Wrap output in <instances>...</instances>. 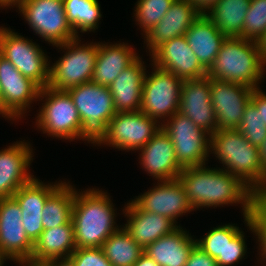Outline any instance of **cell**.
I'll use <instances>...</instances> for the list:
<instances>
[{"instance_id":"13","label":"cell","mask_w":266,"mask_h":266,"mask_svg":"<svg viewBox=\"0 0 266 266\" xmlns=\"http://www.w3.org/2000/svg\"><path fill=\"white\" fill-rule=\"evenodd\" d=\"M34 243L22 225V212L13 197L0 199V251L19 265L31 260Z\"/></svg>"},{"instance_id":"50","label":"cell","mask_w":266,"mask_h":266,"mask_svg":"<svg viewBox=\"0 0 266 266\" xmlns=\"http://www.w3.org/2000/svg\"><path fill=\"white\" fill-rule=\"evenodd\" d=\"M0 114L2 115V94L0 90Z\"/></svg>"},{"instance_id":"15","label":"cell","mask_w":266,"mask_h":266,"mask_svg":"<svg viewBox=\"0 0 266 266\" xmlns=\"http://www.w3.org/2000/svg\"><path fill=\"white\" fill-rule=\"evenodd\" d=\"M253 90L241 84L211 78V102L217 130L239 127Z\"/></svg>"},{"instance_id":"23","label":"cell","mask_w":266,"mask_h":266,"mask_svg":"<svg viewBox=\"0 0 266 266\" xmlns=\"http://www.w3.org/2000/svg\"><path fill=\"white\" fill-rule=\"evenodd\" d=\"M123 211L128 218L124 228L144 250L149 244L178 227L165 216L141 210L133 201L127 203Z\"/></svg>"},{"instance_id":"32","label":"cell","mask_w":266,"mask_h":266,"mask_svg":"<svg viewBox=\"0 0 266 266\" xmlns=\"http://www.w3.org/2000/svg\"><path fill=\"white\" fill-rule=\"evenodd\" d=\"M64 10L76 36L80 32L94 31L98 29L101 18L98 0H63Z\"/></svg>"},{"instance_id":"18","label":"cell","mask_w":266,"mask_h":266,"mask_svg":"<svg viewBox=\"0 0 266 266\" xmlns=\"http://www.w3.org/2000/svg\"><path fill=\"white\" fill-rule=\"evenodd\" d=\"M209 135L217 130L211 102V78L184 80L180 94L179 111Z\"/></svg>"},{"instance_id":"25","label":"cell","mask_w":266,"mask_h":266,"mask_svg":"<svg viewBox=\"0 0 266 266\" xmlns=\"http://www.w3.org/2000/svg\"><path fill=\"white\" fill-rule=\"evenodd\" d=\"M75 249L71 220L65 225L43 230L34 242L31 260L25 266H39L47 260L69 258Z\"/></svg>"},{"instance_id":"1","label":"cell","mask_w":266,"mask_h":266,"mask_svg":"<svg viewBox=\"0 0 266 266\" xmlns=\"http://www.w3.org/2000/svg\"><path fill=\"white\" fill-rule=\"evenodd\" d=\"M193 210L241 203L243 215H251L257 194L240 178L223 168L205 165L185 167L178 176Z\"/></svg>"},{"instance_id":"37","label":"cell","mask_w":266,"mask_h":266,"mask_svg":"<svg viewBox=\"0 0 266 266\" xmlns=\"http://www.w3.org/2000/svg\"><path fill=\"white\" fill-rule=\"evenodd\" d=\"M243 218L247 226L254 235L258 237L261 260H266V203L257 198L253 204L251 215H245Z\"/></svg>"},{"instance_id":"29","label":"cell","mask_w":266,"mask_h":266,"mask_svg":"<svg viewBox=\"0 0 266 266\" xmlns=\"http://www.w3.org/2000/svg\"><path fill=\"white\" fill-rule=\"evenodd\" d=\"M250 0H219L205 16L226 37L243 38V23Z\"/></svg>"},{"instance_id":"4","label":"cell","mask_w":266,"mask_h":266,"mask_svg":"<svg viewBox=\"0 0 266 266\" xmlns=\"http://www.w3.org/2000/svg\"><path fill=\"white\" fill-rule=\"evenodd\" d=\"M264 66L266 62L256 41L227 37L207 71V76L258 89V82L264 79Z\"/></svg>"},{"instance_id":"11","label":"cell","mask_w":266,"mask_h":266,"mask_svg":"<svg viewBox=\"0 0 266 266\" xmlns=\"http://www.w3.org/2000/svg\"><path fill=\"white\" fill-rule=\"evenodd\" d=\"M153 67L152 74L144 77L140 111L160 122L161 118L165 120L179 111L184 80L157 66Z\"/></svg>"},{"instance_id":"24","label":"cell","mask_w":266,"mask_h":266,"mask_svg":"<svg viewBox=\"0 0 266 266\" xmlns=\"http://www.w3.org/2000/svg\"><path fill=\"white\" fill-rule=\"evenodd\" d=\"M138 56L109 86L116 112H137L141 108L142 88L147 72Z\"/></svg>"},{"instance_id":"6","label":"cell","mask_w":266,"mask_h":266,"mask_svg":"<svg viewBox=\"0 0 266 266\" xmlns=\"http://www.w3.org/2000/svg\"><path fill=\"white\" fill-rule=\"evenodd\" d=\"M80 41L77 37L56 46L67 52L49 68L48 86L51 89L67 91L91 81L99 43L81 45Z\"/></svg>"},{"instance_id":"16","label":"cell","mask_w":266,"mask_h":266,"mask_svg":"<svg viewBox=\"0 0 266 266\" xmlns=\"http://www.w3.org/2000/svg\"><path fill=\"white\" fill-rule=\"evenodd\" d=\"M152 66L175 74L182 80L200 79L207 70L188 45L185 35L178 36L158 46L151 54Z\"/></svg>"},{"instance_id":"36","label":"cell","mask_w":266,"mask_h":266,"mask_svg":"<svg viewBox=\"0 0 266 266\" xmlns=\"http://www.w3.org/2000/svg\"><path fill=\"white\" fill-rule=\"evenodd\" d=\"M237 129L250 144L260 148L266 138V126L261 118V110H257V108L249 102Z\"/></svg>"},{"instance_id":"5","label":"cell","mask_w":266,"mask_h":266,"mask_svg":"<svg viewBox=\"0 0 266 266\" xmlns=\"http://www.w3.org/2000/svg\"><path fill=\"white\" fill-rule=\"evenodd\" d=\"M81 119V139L97 144L117 113L109 87L92 81L67 90Z\"/></svg>"},{"instance_id":"17","label":"cell","mask_w":266,"mask_h":266,"mask_svg":"<svg viewBox=\"0 0 266 266\" xmlns=\"http://www.w3.org/2000/svg\"><path fill=\"white\" fill-rule=\"evenodd\" d=\"M141 210L160 214L172 220L193 211L179 179L160 181L157 186L132 200Z\"/></svg>"},{"instance_id":"41","label":"cell","mask_w":266,"mask_h":266,"mask_svg":"<svg viewBox=\"0 0 266 266\" xmlns=\"http://www.w3.org/2000/svg\"><path fill=\"white\" fill-rule=\"evenodd\" d=\"M250 102L257 110H261V118L266 126V94L260 88L254 89L250 97Z\"/></svg>"},{"instance_id":"30","label":"cell","mask_w":266,"mask_h":266,"mask_svg":"<svg viewBox=\"0 0 266 266\" xmlns=\"http://www.w3.org/2000/svg\"><path fill=\"white\" fill-rule=\"evenodd\" d=\"M75 188L62 183L45 201L42 209V226L44 230L65 225L72 220V208Z\"/></svg>"},{"instance_id":"49","label":"cell","mask_w":266,"mask_h":266,"mask_svg":"<svg viewBox=\"0 0 266 266\" xmlns=\"http://www.w3.org/2000/svg\"><path fill=\"white\" fill-rule=\"evenodd\" d=\"M6 259L8 258L0 251V266H3Z\"/></svg>"},{"instance_id":"26","label":"cell","mask_w":266,"mask_h":266,"mask_svg":"<svg viewBox=\"0 0 266 266\" xmlns=\"http://www.w3.org/2000/svg\"><path fill=\"white\" fill-rule=\"evenodd\" d=\"M196 239L178 226L171 233L149 244L144 252L159 266H185Z\"/></svg>"},{"instance_id":"46","label":"cell","mask_w":266,"mask_h":266,"mask_svg":"<svg viewBox=\"0 0 266 266\" xmlns=\"http://www.w3.org/2000/svg\"><path fill=\"white\" fill-rule=\"evenodd\" d=\"M259 151H260L261 163H262L264 169L266 170V138H265L263 144L260 146Z\"/></svg>"},{"instance_id":"22","label":"cell","mask_w":266,"mask_h":266,"mask_svg":"<svg viewBox=\"0 0 266 266\" xmlns=\"http://www.w3.org/2000/svg\"><path fill=\"white\" fill-rule=\"evenodd\" d=\"M201 14L187 0H175L157 25L144 34L149 52L178 36L185 35Z\"/></svg>"},{"instance_id":"43","label":"cell","mask_w":266,"mask_h":266,"mask_svg":"<svg viewBox=\"0 0 266 266\" xmlns=\"http://www.w3.org/2000/svg\"><path fill=\"white\" fill-rule=\"evenodd\" d=\"M39 266H75V264L70 258H61L47 260Z\"/></svg>"},{"instance_id":"31","label":"cell","mask_w":266,"mask_h":266,"mask_svg":"<svg viewBox=\"0 0 266 266\" xmlns=\"http://www.w3.org/2000/svg\"><path fill=\"white\" fill-rule=\"evenodd\" d=\"M101 249L113 266H133L144 252L124 227L115 231Z\"/></svg>"},{"instance_id":"14","label":"cell","mask_w":266,"mask_h":266,"mask_svg":"<svg viewBox=\"0 0 266 266\" xmlns=\"http://www.w3.org/2000/svg\"><path fill=\"white\" fill-rule=\"evenodd\" d=\"M0 90L2 116L16 120L23 116L33 100L38 101L41 88L24 77L9 60L0 55Z\"/></svg>"},{"instance_id":"39","label":"cell","mask_w":266,"mask_h":266,"mask_svg":"<svg viewBox=\"0 0 266 266\" xmlns=\"http://www.w3.org/2000/svg\"><path fill=\"white\" fill-rule=\"evenodd\" d=\"M244 239V233L240 231L232 240H227L226 248L224 249V266H230L238 263L244 258L247 251Z\"/></svg>"},{"instance_id":"33","label":"cell","mask_w":266,"mask_h":266,"mask_svg":"<svg viewBox=\"0 0 266 266\" xmlns=\"http://www.w3.org/2000/svg\"><path fill=\"white\" fill-rule=\"evenodd\" d=\"M241 230L234 224L218 226L210 230L202 239H196V245L224 266V249L227 240H232Z\"/></svg>"},{"instance_id":"34","label":"cell","mask_w":266,"mask_h":266,"mask_svg":"<svg viewBox=\"0 0 266 266\" xmlns=\"http://www.w3.org/2000/svg\"><path fill=\"white\" fill-rule=\"evenodd\" d=\"M175 0H138L135 19L143 29V34L149 32L159 23L162 17L170 9Z\"/></svg>"},{"instance_id":"45","label":"cell","mask_w":266,"mask_h":266,"mask_svg":"<svg viewBox=\"0 0 266 266\" xmlns=\"http://www.w3.org/2000/svg\"><path fill=\"white\" fill-rule=\"evenodd\" d=\"M257 43H258V47L261 51V56L264 59V61L266 62V31Z\"/></svg>"},{"instance_id":"35","label":"cell","mask_w":266,"mask_h":266,"mask_svg":"<svg viewBox=\"0 0 266 266\" xmlns=\"http://www.w3.org/2000/svg\"><path fill=\"white\" fill-rule=\"evenodd\" d=\"M265 31L266 0H250L243 23V38L258 42Z\"/></svg>"},{"instance_id":"48","label":"cell","mask_w":266,"mask_h":266,"mask_svg":"<svg viewBox=\"0 0 266 266\" xmlns=\"http://www.w3.org/2000/svg\"><path fill=\"white\" fill-rule=\"evenodd\" d=\"M257 199L266 203V184L257 194Z\"/></svg>"},{"instance_id":"42","label":"cell","mask_w":266,"mask_h":266,"mask_svg":"<svg viewBox=\"0 0 266 266\" xmlns=\"http://www.w3.org/2000/svg\"><path fill=\"white\" fill-rule=\"evenodd\" d=\"M193 4L194 8L201 14L205 15L206 11H210L219 0H187Z\"/></svg>"},{"instance_id":"27","label":"cell","mask_w":266,"mask_h":266,"mask_svg":"<svg viewBox=\"0 0 266 266\" xmlns=\"http://www.w3.org/2000/svg\"><path fill=\"white\" fill-rule=\"evenodd\" d=\"M137 57L134 49L124 42L115 45L99 43L91 81L109 87Z\"/></svg>"},{"instance_id":"9","label":"cell","mask_w":266,"mask_h":266,"mask_svg":"<svg viewBox=\"0 0 266 266\" xmlns=\"http://www.w3.org/2000/svg\"><path fill=\"white\" fill-rule=\"evenodd\" d=\"M0 55L41 89L48 86L50 61L48 62L47 55L32 40L7 27H0Z\"/></svg>"},{"instance_id":"2","label":"cell","mask_w":266,"mask_h":266,"mask_svg":"<svg viewBox=\"0 0 266 266\" xmlns=\"http://www.w3.org/2000/svg\"><path fill=\"white\" fill-rule=\"evenodd\" d=\"M99 189L75 190L72 223L76 248L101 247L119 229L111 199Z\"/></svg>"},{"instance_id":"47","label":"cell","mask_w":266,"mask_h":266,"mask_svg":"<svg viewBox=\"0 0 266 266\" xmlns=\"http://www.w3.org/2000/svg\"><path fill=\"white\" fill-rule=\"evenodd\" d=\"M19 1L20 0H0V7H2V8H4V7L9 8V6L14 7L15 4ZM12 5H14V6H12Z\"/></svg>"},{"instance_id":"21","label":"cell","mask_w":266,"mask_h":266,"mask_svg":"<svg viewBox=\"0 0 266 266\" xmlns=\"http://www.w3.org/2000/svg\"><path fill=\"white\" fill-rule=\"evenodd\" d=\"M140 152L139 163L158 181L177 179L183 170L177 162L171 138L162 128Z\"/></svg>"},{"instance_id":"3","label":"cell","mask_w":266,"mask_h":266,"mask_svg":"<svg viewBox=\"0 0 266 266\" xmlns=\"http://www.w3.org/2000/svg\"><path fill=\"white\" fill-rule=\"evenodd\" d=\"M212 151L225 165V171L240 178L256 194L265 186L266 170L261 163L259 147L250 144L238 129H222L212 133Z\"/></svg>"},{"instance_id":"40","label":"cell","mask_w":266,"mask_h":266,"mask_svg":"<svg viewBox=\"0 0 266 266\" xmlns=\"http://www.w3.org/2000/svg\"><path fill=\"white\" fill-rule=\"evenodd\" d=\"M185 266H218V264L214 258L195 245L189 254Z\"/></svg>"},{"instance_id":"8","label":"cell","mask_w":266,"mask_h":266,"mask_svg":"<svg viewBox=\"0 0 266 266\" xmlns=\"http://www.w3.org/2000/svg\"><path fill=\"white\" fill-rule=\"evenodd\" d=\"M15 5L35 34L53 46L78 37L68 23L63 0H20Z\"/></svg>"},{"instance_id":"12","label":"cell","mask_w":266,"mask_h":266,"mask_svg":"<svg viewBox=\"0 0 266 266\" xmlns=\"http://www.w3.org/2000/svg\"><path fill=\"white\" fill-rule=\"evenodd\" d=\"M159 123L140 110L117 112L110 120L105 135L97 145L107 144L119 150H140L162 128Z\"/></svg>"},{"instance_id":"38","label":"cell","mask_w":266,"mask_h":266,"mask_svg":"<svg viewBox=\"0 0 266 266\" xmlns=\"http://www.w3.org/2000/svg\"><path fill=\"white\" fill-rule=\"evenodd\" d=\"M69 258L75 266H113L101 247L76 248Z\"/></svg>"},{"instance_id":"28","label":"cell","mask_w":266,"mask_h":266,"mask_svg":"<svg viewBox=\"0 0 266 266\" xmlns=\"http://www.w3.org/2000/svg\"><path fill=\"white\" fill-rule=\"evenodd\" d=\"M185 37L207 71L213 65L222 43L227 38L205 15L199 16L185 33Z\"/></svg>"},{"instance_id":"10","label":"cell","mask_w":266,"mask_h":266,"mask_svg":"<svg viewBox=\"0 0 266 266\" xmlns=\"http://www.w3.org/2000/svg\"><path fill=\"white\" fill-rule=\"evenodd\" d=\"M168 119L161 125L171 138L178 164L182 168L206 165L210 153V135L180 112Z\"/></svg>"},{"instance_id":"19","label":"cell","mask_w":266,"mask_h":266,"mask_svg":"<svg viewBox=\"0 0 266 266\" xmlns=\"http://www.w3.org/2000/svg\"><path fill=\"white\" fill-rule=\"evenodd\" d=\"M47 184L35 177L22 185L12 196L22 212V225L28 238L34 243L44 230L42 226V209L47 198L62 184Z\"/></svg>"},{"instance_id":"7","label":"cell","mask_w":266,"mask_h":266,"mask_svg":"<svg viewBox=\"0 0 266 266\" xmlns=\"http://www.w3.org/2000/svg\"><path fill=\"white\" fill-rule=\"evenodd\" d=\"M42 98L46 102L37 116V127L53 137L81 140V119L69 93L47 86L40 90L38 99Z\"/></svg>"},{"instance_id":"44","label":"cell","mask_w":266,"mask_h":266,"mask_svg":"<svg viewBox=\"0 0 266 266\" xmlns=\"http://www.w3.org/2000/svg\"><path fill=\"white\" fill-rule=\"evenodd\" d=\"M133 266H159V265L145 252H143Z\"/></svg>"},{"instance_id":"20","label":"cell","mask_w":266,"mask_h":266,"mask_svg":"<svg viewBox=\"0 0 266 266\" xmlns=\"http://www.w3.org/2000/svg\"><path fill=\"white\" fill-rule=\"evenodd\" d=\"M32 150L23 141L0 150V199L12 197L22 185L34 178L28 172L33 160Z\"/></svg>"}]
</instances>
